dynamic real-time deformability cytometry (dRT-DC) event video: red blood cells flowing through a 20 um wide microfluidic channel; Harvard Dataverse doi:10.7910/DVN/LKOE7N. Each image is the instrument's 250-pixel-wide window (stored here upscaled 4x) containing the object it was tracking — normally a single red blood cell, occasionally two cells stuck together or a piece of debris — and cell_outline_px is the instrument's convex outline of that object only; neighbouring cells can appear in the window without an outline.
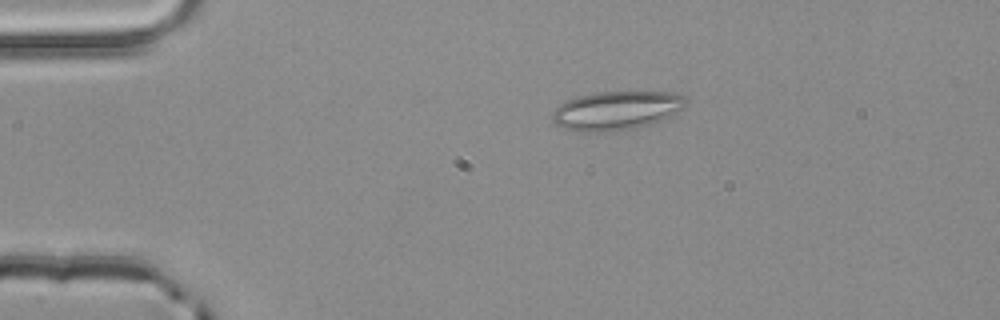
{"species": "common noctule bat (a hibernating species)", "species_latin": "Nyctalus noctula", "temperature_condition": "room temperature", "stored_images_in_passage": 3, "camera_frame_rate_fps": 3000, "um_per_image_px": 0.085, "animal": {"sex": "male", "body_mass_g": 20.4}, "frame": {"image": 1, "passage_image": 2, "time_ms": 0.333, "image_size_px": [1000, 320], "cell_outline_px": [[688, 100], [684, 108], [652, 124], [624, 132], [580, 132], [564, 128], [556, 124], [552, 120], [552, 112], [560, 104], [576, 96], [600, 92], [672, 92], [684, 96]], "centroid_in_image_um": [52.4, 9.42], "position_along_channel_um": 32.6, "area_um2": 30.58}}